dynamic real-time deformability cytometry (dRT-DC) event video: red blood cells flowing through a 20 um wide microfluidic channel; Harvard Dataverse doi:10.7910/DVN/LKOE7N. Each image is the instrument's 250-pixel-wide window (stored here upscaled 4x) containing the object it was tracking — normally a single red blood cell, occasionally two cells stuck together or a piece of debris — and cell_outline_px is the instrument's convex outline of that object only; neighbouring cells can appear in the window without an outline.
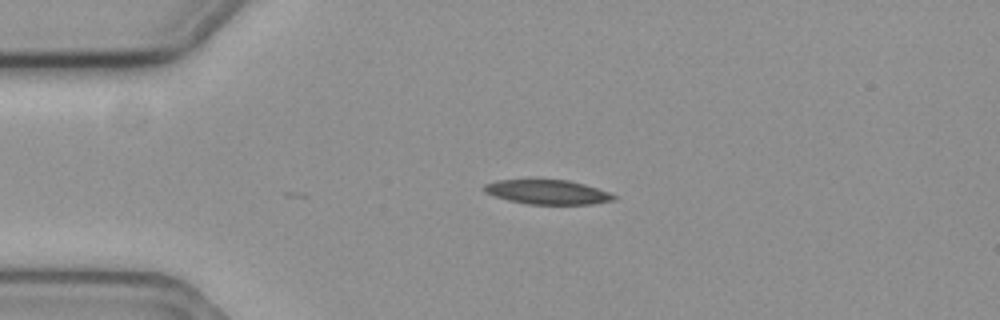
{"species": "common noctule bat (a hibernating species)", "species_latin": "Nyctalus noctula", "temperature_condition": "cold", "stored_images_in_passage": 35, "camera_frame_rate_fps": 3000, "um_per_image_px": 0.085, "animal": {"sex": "female", "body_mass_g": 19.3, "forearm_length_mm": 54.1}, "frame": {"image": 1, "passage_image": 1, "time_ms": 0.0, "image_size_px": [1000, 320], "cell_outline_px": [[616, 196], [612, 200], [592, 204], [528, 204], [508, 200], [484, 192], [484, 184], [496, 180], [568, 180], [584, 184], [608, 192]], "centroid_in_image_um": [46.51, 16.32], "position_along_channel_um": 38.5, "area_um2": 18.15}}
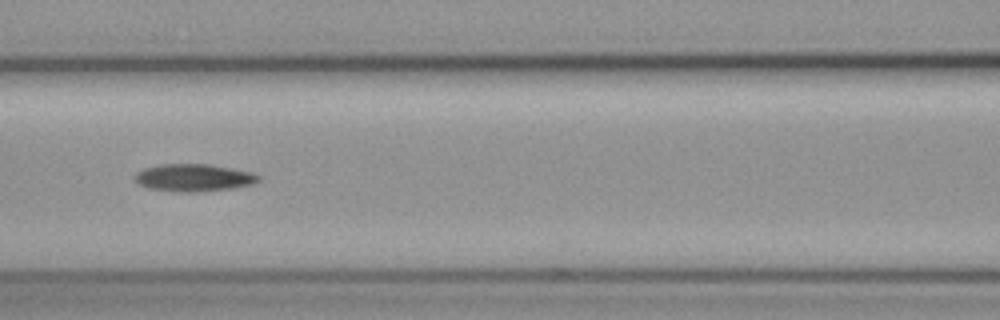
{"frame": {"image": 2, "passage_image": 13, "time_ms": 4.0, "image_size_px": [1000, 320], "cell_outline_px": [[260, 180], [252, 184], [232, 188], [196, 192], [180, 192], [148, 188], [140, 184], [132, 176], [136, 172], [144, 168], [160, 164], [212, 164], [252, 172], [260, 176]], "centroid_in_image_um": [16.46, 15.09], "position_along_channel_um": 150.1, "area_um2": 19.83}}
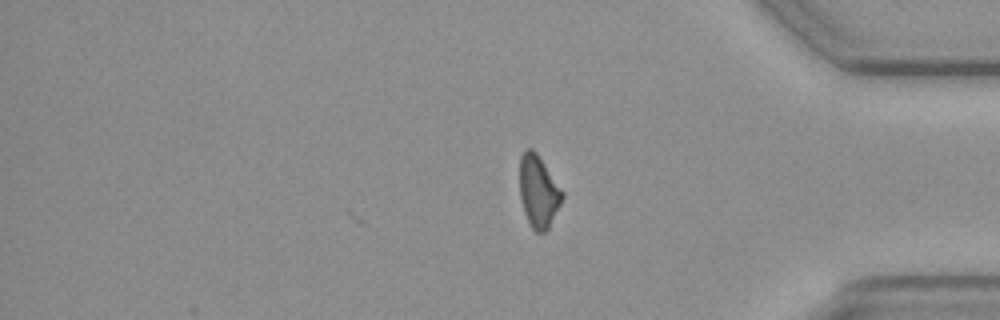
{"frame": {"image": 3, "passage_image": 35, "time_ms": 11.333, "image_size_px": [1000, 320], "cell_outline_px": [[564, 196], [548, 228], [544, 232], [536, 232], [532, 228], [524, 212], [520, 196], [520, 156], [528, 148], [532, 148], [536, 152], [564, 192]], "centroid_in_image_um": [45.77, 16.26], "position_along_channel_um": 389.4, "area_um2": 17.63}, "authors_computed_cell_mechanics": {"area_um2": 18.9006, "velocity_mm_per_s": 3.5777, "shape_relaxation_time_tau1_ms": 8.6743, "shape_relaxation_time_tau2_ms": null, "deformation_change_tau1": 0.1714, "deformation_change_tau2": null}}